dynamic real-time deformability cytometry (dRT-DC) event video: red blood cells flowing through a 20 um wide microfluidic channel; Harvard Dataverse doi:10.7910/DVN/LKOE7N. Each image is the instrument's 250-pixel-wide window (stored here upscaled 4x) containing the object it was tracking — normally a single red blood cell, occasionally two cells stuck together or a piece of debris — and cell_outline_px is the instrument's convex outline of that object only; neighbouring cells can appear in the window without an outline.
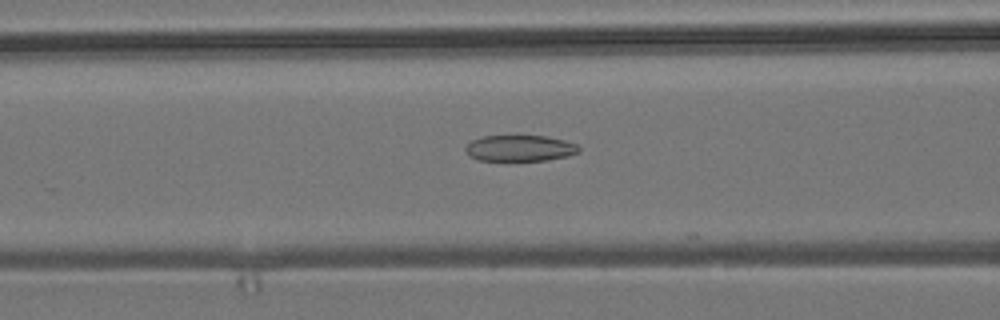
{"species": "common noctule bat (a hibernating species)", "species_latin": "Nyctalus noctula", "temperature_condition": "room temperature", "stored_images_in_passage": 37, "camera_frame_rate_fps": 3000, "um_per_image_px": 0.085, "animal": {"sex": "male", "body_mass_g": 19.2, "forearm_length_mm": 51.8}, "frame": {"image": 1, "passage_image": 5, "time_ms": 1.333, "image_size_px": [1000, 320], "cell_outline_px": [[580, 152], [568, 156], [548, 160], [480, 160], [468, 156], [464, 148], [472, 140], [484, 136], [544, 136], [564, 140], [576, 144], [580, 148]], "centroid_in_image_um": [44.19, 12.6], "position_along_channel_um": 122.4, "area_um2": 17.17}}
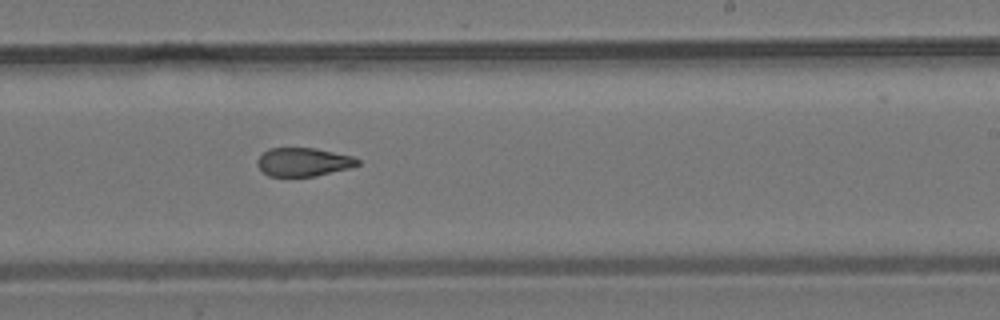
{"frame": {"image": 2, "passage_image": 16, "time_ms": 5.0, "image_size_px": [1000, 320], "cell_outline_px": [[360, 164], [348, 168], [316, 176], [268, 176], [256, 164], [256, 160], [268, 148], [316, 148], [356, 156], [360, 160]], "centroid_in_image_um": [25.81, 13.76], "position_along_channel_um": 263.2, "area_um2": 16.76}}
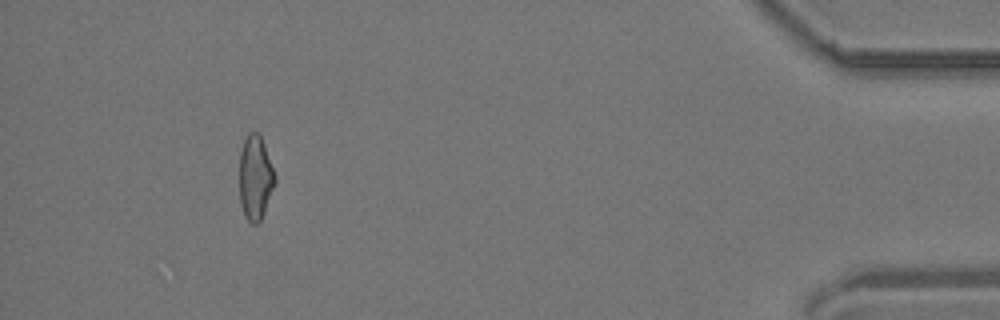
{"frame": {"image": 3, "passage_image": 33, "time_ms": 10.667, "image_size_px": [1000, 320], "cell_outline_px": [[276, 184], [264, 212], [260, 220], [256, 224], [252, 224], [244, 216], [240, 204], [240, 152], [244, 140], [248, 132], [260, 132], [276, 176]], "centroid_in_image_um": [21.71, 15.09], "position_along_channel_um": 413.5, "area_um2": 17.69}, "authors_computed_cell_mechanics": {"area_um2": 17.9758, "velocity_mm_per_s": 3.8402, "shape_relaxation_time_tau1_ms": null, "shape_relaxation_time_tau2_ms": 3.0306, "deformation_change_tau1": null, "deformation_change_tau2": 0.0939}}